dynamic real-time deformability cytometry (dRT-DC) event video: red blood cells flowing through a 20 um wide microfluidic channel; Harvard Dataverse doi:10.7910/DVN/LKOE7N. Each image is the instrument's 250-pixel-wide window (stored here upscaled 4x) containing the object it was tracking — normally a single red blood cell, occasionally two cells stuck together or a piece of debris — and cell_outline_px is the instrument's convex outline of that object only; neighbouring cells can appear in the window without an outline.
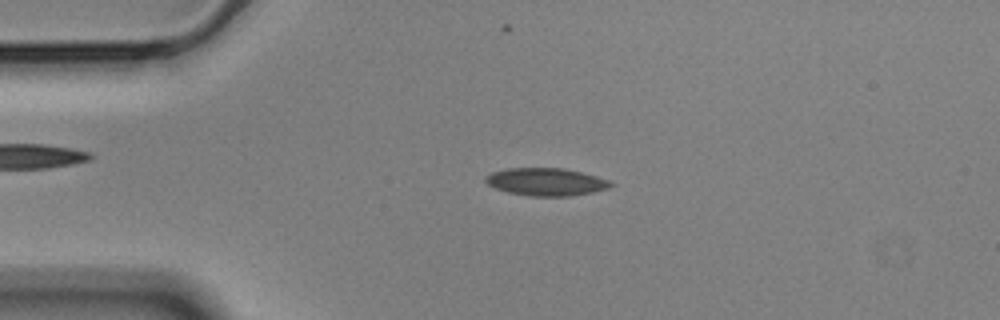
{"species": "Egyptian fruit bat (a non-hibernating species)", "species_latin": "Rousettus aegyptiacus", "temperature_condition": "cold", "stored_images_in_passage": 55, "camera_frame_rate_fps": 3000, "um_per_image_px": 0.085, "animal": {"sex": "male"}, "frame": {"image": 1, "passage_image": 11, "time_ms": 3.333, "image_size_px": [1000, 320], "cell_outline_px": [[616, 184], [608, 188], [592, 192], [568, 196], [528, 196], [508, 192], [496, 188], [488, 184], [484, 180], [484, 176], [492, 172], [508, 168], [564, 168], [596, 176], [608, 180]], "centroid_in_image_um": [46.4, 15.45], "position_along_channel_um": 38.6, "area_um2": 20.11}}
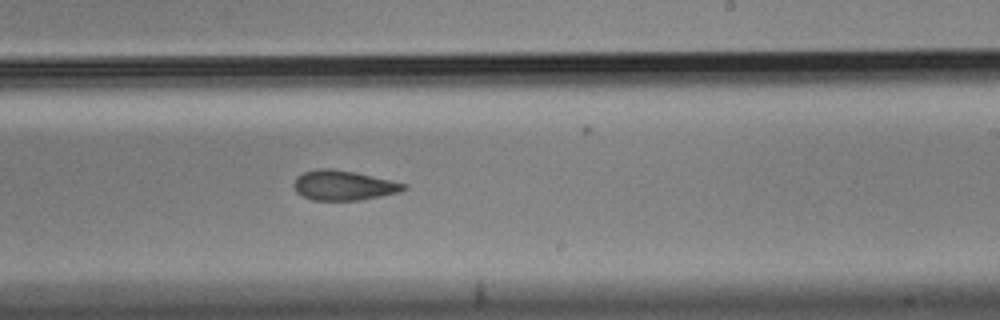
{"frame": {"image": 2, "passage_image": 32, "time_ms": 10.333, "image_size_px": [1000, 320], "cell_outline_px": [[408, 188], [400, 192], [360, 200], [312, 200], [296, 192], [292, 184], [296, 176], [304, 172], [316, 168], [332, 168], [356, 172], [408, 184]], "centroid_in_image_um": [29.19, 15.74], "position_along_channel_um": 259.8, "area_um2": 19.31}}
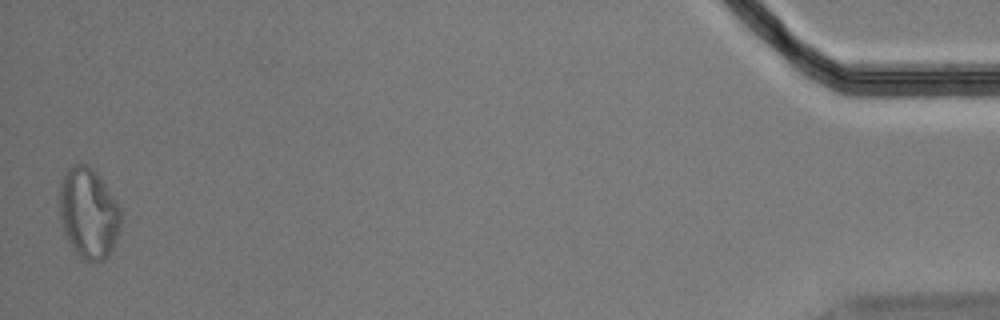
{"frame": {"image": 3, "passage_image": 54, "time_ms": 17.667, "image_size_px": [1000, 320], "cell_outline_px": [[120, 228], [116, 240], [108, 256], [104, 260], [96, 264], [80, 260], [72, 248], [64, 232], [60, 216], [60, 184], [68, 168], [72, 164], [88, 164], [96, 172], [120, 208]], "centroid_in_image_um": [7.52, 18.18], "position_along_channel_um": 427.7, "area_um2": 32.43}, "authors_computed_cell_mechanics": {"area_um2": 19.8254, "velocity_mm_per_s": 3.5437, "shape_relaxation_time_tau1_ms": 5.2933, "shape_relaxation_time_tau2_ms": 4.5483, "deformation_change_tau1": 0.1273, "deformation_change_tau2": 0.1143}}